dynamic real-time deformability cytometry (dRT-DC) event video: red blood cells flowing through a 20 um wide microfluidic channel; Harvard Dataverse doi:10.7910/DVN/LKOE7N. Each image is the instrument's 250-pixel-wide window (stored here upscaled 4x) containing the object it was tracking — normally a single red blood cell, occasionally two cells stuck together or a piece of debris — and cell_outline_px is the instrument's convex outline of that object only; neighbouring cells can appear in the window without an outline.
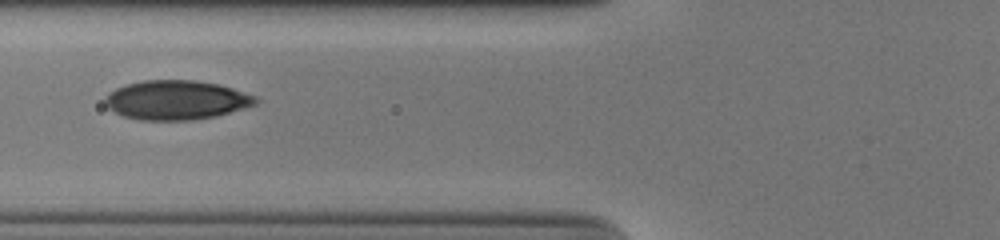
{"species": "human", "species_latin": "Homo sapiens", "temperature_condition": "cold", "stored_images_in_passage": 52, "camera_frame_rate_fps": 3000, "um_per_image_px": 0.085, "donor": {"sex": "male"}, "frame": {"image": 1, "passage_image": 21, "time_ms": 6.667, "image_size_px": [1000, 240], "cell_outline_px": [[260, 100], [256, 104], [216, 116], [192, 120], [140, 120], [124, 116], [108, 108], [104, 104], [104, 100], [116, 88], [128, 84], [144, 80], [196, 80], [216, 84], [232, 88], [256, 96]], "centroid_in_image_um": [15.0, 8.5], "position_along_channel_um": 110.8, "area_um2": 34.22}}
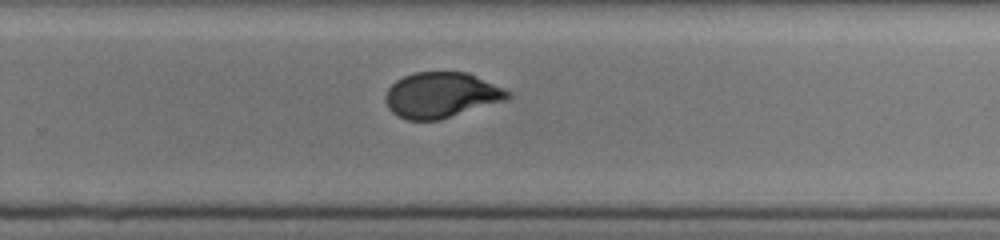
{"frame": {"image": 2, "passage_image": 35, "time_ms": 11.333, "image_size_px": [1000, 240], "cell_outline_px": [[512, 96], [504, 100], [440, 120], [408, 120], [392, 112], [388, 108], [384, 96], [388, 88], [396, 80], [404, 76], [416, 72], [468, 72], [508, 92]], "centroid_in_image_um": [37.44, 8.08], "position_along_channel_um": 292.4, "area_um2": 31.91}}
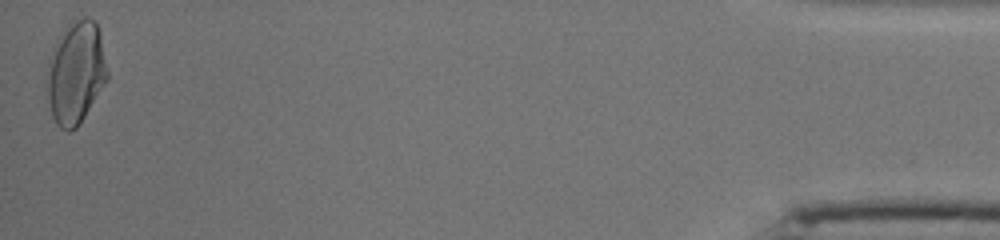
{"frame": {"image": 3, "passage_image": 52, "time_ms": 17.0, "image_size_px": [1000, 240], "cell_outline_px": [[108, 80], [76, 128], [68, 132], [60, 128], [56, 124], [52, 116], [48, 100], [48, 80], [52, 60], [56, 48], [68, 24], [76, 20], [88, 16], [96, 20], [100, 36], [108, 72]], "centroid_in_image_um": [6.5, 6.22], "position_along_channel_um": 428.7, "area_um2": 34.8}, "authors_computed_cell_mechanics": {"area_um2": 32.8882, "velocity_mm_per_s": 3.8892, "shape_relaxation_time_tau1_ms": 2.8451, "shape_relaxation_time_tau2_ms": null, "deformation_change_tau1": 0.1833, "deformation_change_tau2": null}}